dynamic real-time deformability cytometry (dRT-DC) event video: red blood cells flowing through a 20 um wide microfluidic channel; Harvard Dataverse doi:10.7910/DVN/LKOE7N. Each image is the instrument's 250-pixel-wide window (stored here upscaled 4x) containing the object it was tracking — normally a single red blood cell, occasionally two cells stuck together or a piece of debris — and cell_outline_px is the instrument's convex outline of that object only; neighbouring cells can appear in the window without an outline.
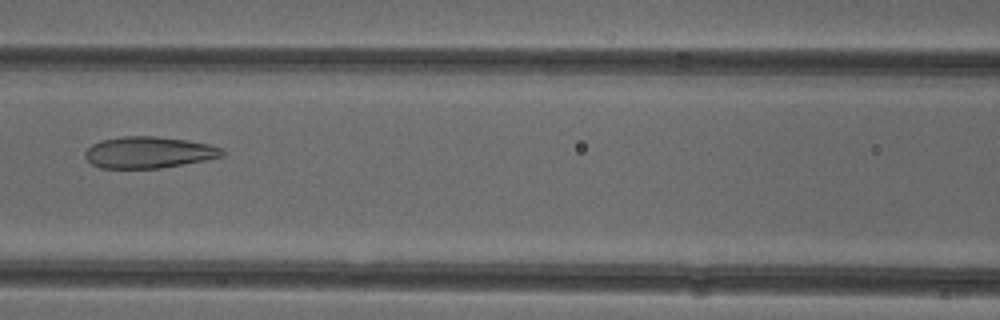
{"species": "common noctule bat (a hibernating species)", "species_latin": "Nyctalus noctula", "temperature_condition": "cold", "stored_images_in_passage": 52, "camera_frame_rate_fps": 3000, "um_per_image_px": 0.085, "animal": {"sex": "female"}, "frame": {"image": 1, "passage_image": 23, "time_ms": 7.333, "image_size_px": [1000, 320], "cell_outline_px": [[224, 156], [204, 160], [160, 168], [100, 168], [92, 164], [84, 156], [84, 152], [92, 144], [100, 140], [124, 136], [156, 136], [188, 140], [208, 144], [224, 148]], "centroid_in_image_um": [12.64, 12.94], "position_along_channel_um": 154.0, "area_um2": 25.2}}
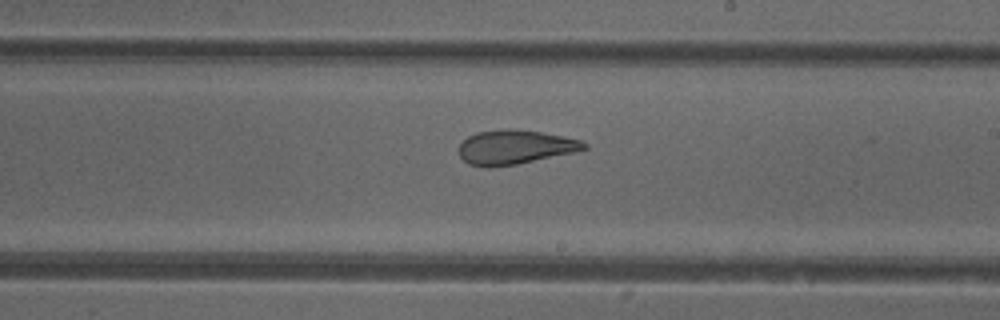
{"frame": {"image": 2, "passage_image": 30, "time_ms": 9.667, "image_size_px": [1000, 320], "cell_outline_px": [[588, 148], [576, 152], [516, 164], [492, 168], [488, 168], [468, 164], [460, 156], [460, 144], [468, 136], [476, 132], [540, 132], [564, 136], [580, 140], [588, 144]], "centroid_in_image_um": [43.8, 12.56], "position_along_channel_um": 245.2, "area_um2": 24.1}}
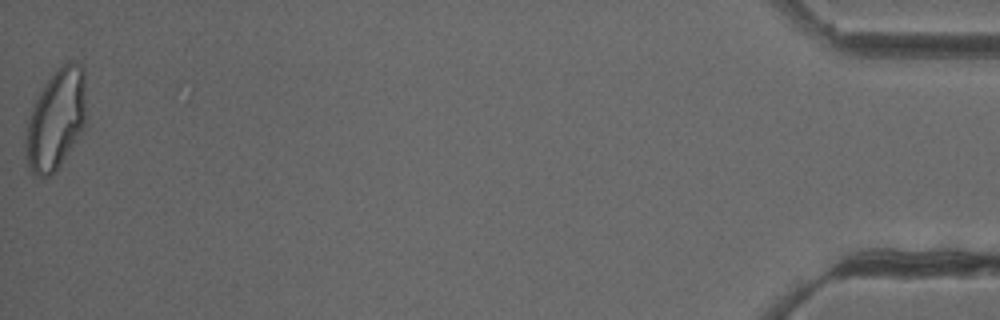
{"frame": {"image": 3, "passage_image": 52, "time_ms": 17.0, "image_size_px": [1000, 320], "cell_outline_px": [[84, 128], [56, 172], [48, 176], [36, 176], [28, 172], [28, 120], [32, 108], [44, 84], [68, 60], [72, 60], [80, 64], [84, 68]], "centroid_in_image_um": [4.78, 10.17], "position_along_channel_um": 430.4, "area_um2": 34.39}}